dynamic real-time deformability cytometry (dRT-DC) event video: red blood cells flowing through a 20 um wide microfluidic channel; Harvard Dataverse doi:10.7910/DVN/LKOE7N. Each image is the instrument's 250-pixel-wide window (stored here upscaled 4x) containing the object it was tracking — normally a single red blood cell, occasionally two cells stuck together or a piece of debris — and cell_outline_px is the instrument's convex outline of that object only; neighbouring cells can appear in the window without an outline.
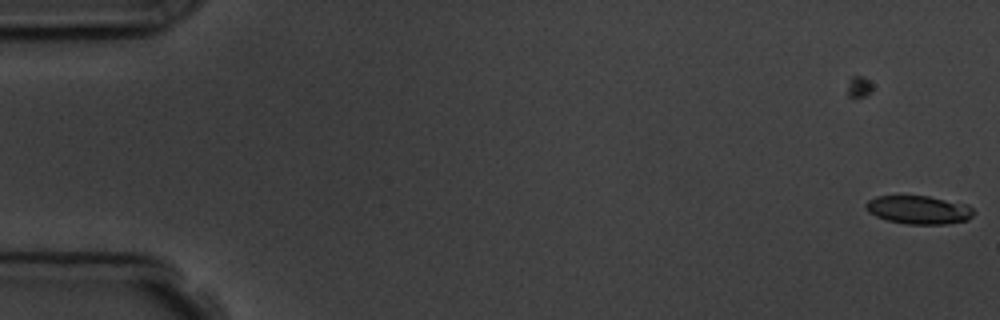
{"species": "common noctule bat (a hibernating species)", "species_latin": "Nyctalus noctula", "temperature_condition": "room temperature", "stored_images_in_passage": 8, "segment_of_instrument_passage": [1, 2], "camera_frame_rate_fps": 3000, "um_per_image_px": 0.085, "animal": {"sex": "male", "body_mass_g": 19.5, "forearm_length_mm": 54.6}, "frame": {"image": 1, "passage_image": 2, "time_ms": 1.0, "image_size_px": [1000, 320], "cell_outline_px": [[976, 212], [968, 220], [948, 224], [908, 224], [888, 220], [876, 216], [868, 212], [864, 208], [864, 204], [868, 200], [876, 196], [928, 196], [968, 204]], "centroid_in_image_um": [78.1, 17.83], "position_along_channel_um": 6.9, "area_um2": 17.98}}